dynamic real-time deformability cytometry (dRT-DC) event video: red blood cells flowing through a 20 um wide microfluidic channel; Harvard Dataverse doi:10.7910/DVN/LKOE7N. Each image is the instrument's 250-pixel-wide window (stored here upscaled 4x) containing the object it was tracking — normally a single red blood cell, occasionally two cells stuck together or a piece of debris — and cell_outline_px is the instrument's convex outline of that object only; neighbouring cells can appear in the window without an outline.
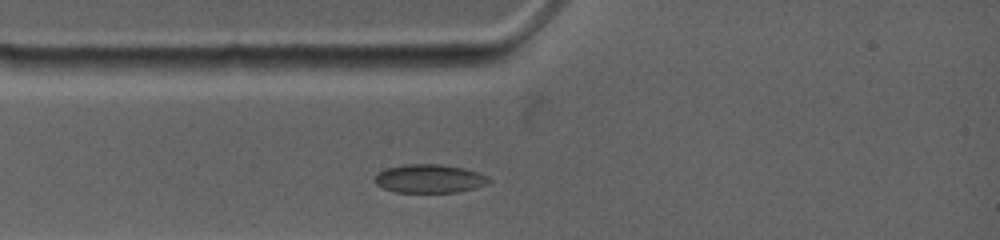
{"species": "common noctule bat (a hibernating species)", "species_latin": "Nyctalus noctula", "temperature_condition": "warm", "stored_images_in_passage": 3, "camera_frame_rate_fps": 4500, "um_per_image_px": 0.085, "animal": {"sex": "female", "body_mass_g": 19.0, "forearm_length_mm": 53.3}, "frame": {"image": 1, "passage_image": 1, "time_ms": 0.0, "image_size_px": [1000, 240], "cell_outline_px": [[492, 180], [488, 184], [476, 188], [460, 192], [396, 192], [384, 188], [376, 184], [376, 176], [380, 172], [388, 168], [404, 164], [440, 164], [464, 168], [476, 172]], "centroid_in_image_um": [36.54, 15.19], "position_along_channel_um": 48.5, "area_um2": 18.79}}
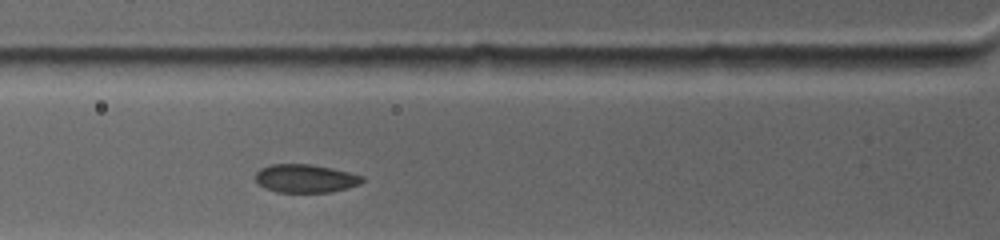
{"frame": {"image": 2, "passage_image": 3, "time_ms": 1.333, "image_size_px": [1000, 240], "cell_outline_px": [[364, 180], [360, 184], [348, 188], [332, 192], [276, 192], [264, 188], [256, 180], [256, 172], [260, 168], [272, 164], [312, 164], [332, 168], [364, 176]], "centroid_in_image_um": [25.98, 15.17], "position_along_channel_um": 99.8, "area_um2": 17.69}}